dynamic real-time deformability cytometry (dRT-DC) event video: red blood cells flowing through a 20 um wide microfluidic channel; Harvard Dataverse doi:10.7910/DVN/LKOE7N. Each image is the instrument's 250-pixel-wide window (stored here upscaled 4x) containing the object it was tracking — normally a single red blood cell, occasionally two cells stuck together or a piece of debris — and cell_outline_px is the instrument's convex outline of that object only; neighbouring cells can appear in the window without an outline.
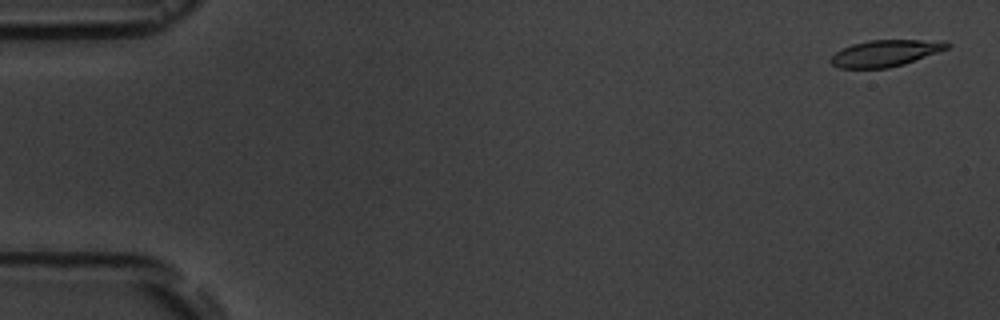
{"species": "common noctule bat (a hibernating species)", "species_latin": "Nyctalus noctula", "temperature_condition": "room temperature", "stored_images_in_passage": 6, "camera_frame_rate_fps": 3000, "um_per_image_px": 0.085, "animal": {"sex": "male", "body_mass_g": 19.5, "forearm_length_mm": 54.6}, "frame": {"image": 1, "passage_image": 1, "time_ms": 0.0, "image_size_px": [1000, 320], "cell_outline_px": [[952, 44], [948, 48], [904, 64], [888, 68], [840, 68], [832, 64], [828, 60], [836, 52], [852, 44], [868, 40], [948, 40]], "centroid_in_image_um": [75.28, 4.51], "position_along_channel_um": 9.7, "area_um2": 17.98}}
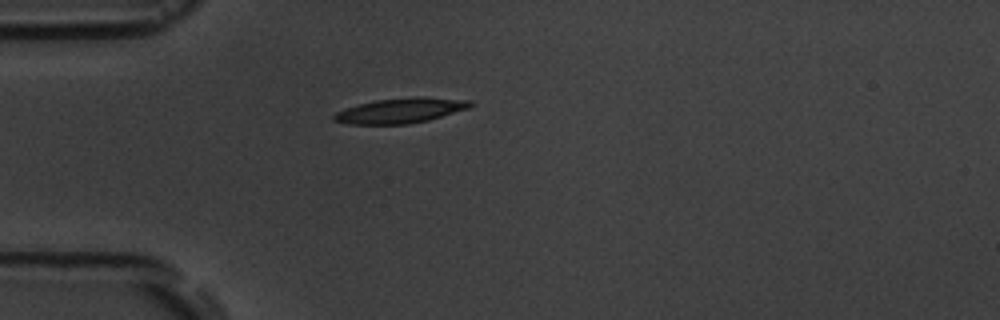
{"frame": {"image": 2, "passage_image": 5, "time_ms": 4.667, "image_size_px": [1000, 320], "cell_outline_px": [[472, 108], [428, 120], [408, 124], [348, 124], [332, 120], [332, 116], [336, 112], [344, 108], [376, 100], [412, 96], [420, 96], [472, 100]], "centroid_in_image_um": [34.08, 9.39], "position_along_channel_um": 50.9, "area_um2": 20.17}}